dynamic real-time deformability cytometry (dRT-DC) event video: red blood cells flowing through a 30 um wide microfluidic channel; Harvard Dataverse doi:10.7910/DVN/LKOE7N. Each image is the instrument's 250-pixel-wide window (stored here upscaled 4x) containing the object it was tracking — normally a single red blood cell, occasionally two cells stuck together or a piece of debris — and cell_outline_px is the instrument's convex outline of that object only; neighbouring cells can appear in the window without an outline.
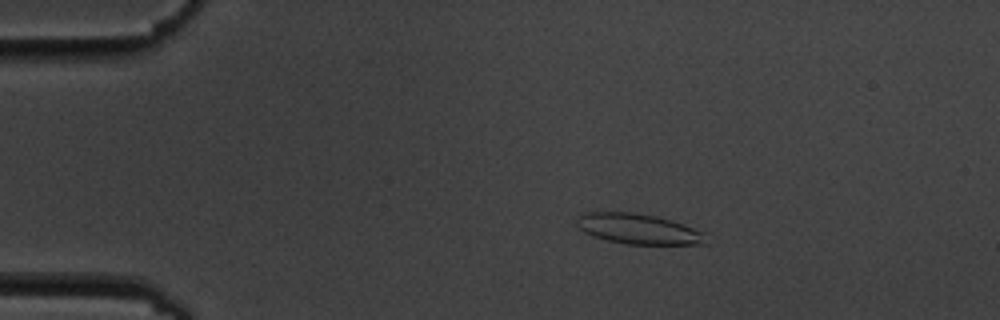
{"species": "common noctule bat (a hibernating species)", "species_latin": "Nyctalus noctula", "temperature_condition": "cold", "stored_images_in_passage": 5, "camera_frame_rate_fps": 3000, "um_per_image_px": 0.085, "animal": {"sex": "male", "body_mass_g": 19.5, "forearm_length_mm": 54.6}, "frame": {"image": 1, "passage_image": 2, "time_ms": 1.333, "image_size_px": [1000, 320], "cell_outline_px": [[708, 244], [624, 244], [592, 236], [584, 232], [576, 224], [576, 220], [584, 212], [632, 212], [656, 216], [704, 232]], "centroid_in_image_um": [54.23, 19.46], "position_along_channel_um": 30.8, "area_um2": 22.6}}